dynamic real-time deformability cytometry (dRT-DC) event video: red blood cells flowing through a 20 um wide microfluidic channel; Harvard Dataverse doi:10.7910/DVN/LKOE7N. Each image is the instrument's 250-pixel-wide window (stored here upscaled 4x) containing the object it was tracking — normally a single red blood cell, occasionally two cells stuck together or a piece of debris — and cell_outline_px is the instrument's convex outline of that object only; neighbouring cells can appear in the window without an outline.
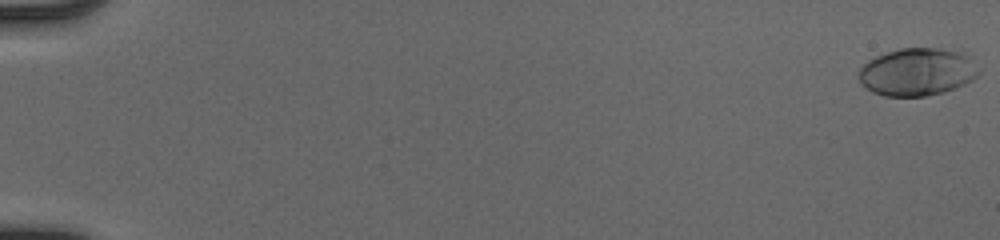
{"species": "human", "species_latin": "Homo sapiens", "temperature_condition": "cold", "stored_images_in_passage": 52, "camera_frame_rate_fps": 3000, "um_per_image_px": 0.085, "donor": {"sex": "male"}, "frame": {"image": 1, "passage_image": 1, "time_ms": 0.0, "image_size_px": [1000, 240], "cell_outline_px": [[980, 72], [972, 80], [956, 88], [944, 92], [924, 96], [884, 96], [872, 92], [860, 84], [860, 68], [868, 60], [876, 56], [900, 48], [936, 48], [964, 52], [968, 56]], "centroid_in_image_um": [77.95, 6.12], "position_along_channel_um": 7.0, "area_um2": 33.23}}
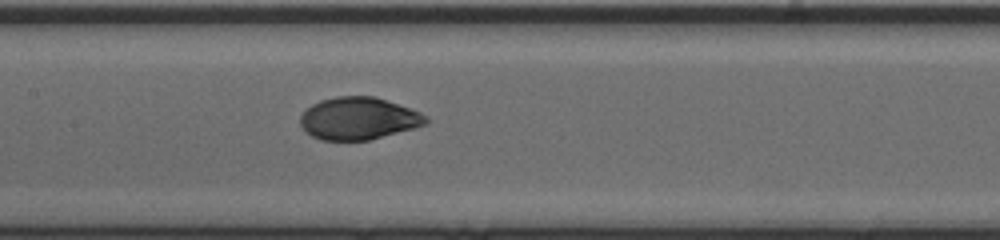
{"frame": {"image": 2, "passage_image": 28, "time_ms": 9.0, "image_size_px": [1000, 240], "cell_outline_px": [[428, 124], [368, 140], [320, 140], [312, 136], [300, 124], [300, 116], [312, 104], [320, 100], [336, 96], [376, 96], [420, 112], [428, 116]], "centroid_in_image_um": [30.48, 10.06], "position_along_channel_um": 176.9, "area_um2": 30.87}}
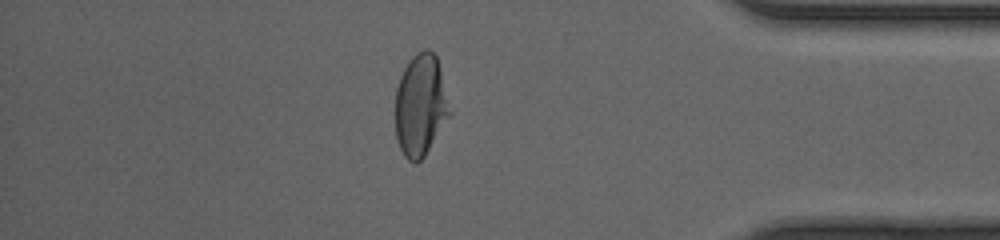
{"frame": {"image": 3, "passage_image": 46, "time_ms": 15.0, "image_size_px": [1000, 240], "cell_outline_px": [[452, 112], [424, 156], [416, 164], [412, 164], [404, 156], [396, 140], [396, 88], [400, 76], [408, 60], [416, 52], [424, 48], [428, 48], [436, 56], [440, 68]], "centroid_in_image_um": [35.74, 8.94], "position_along_channel_um": 399.5, "area_um2": 32.48}, "authors_computed_cell_mechanics": {"area_um2": 32.079, "velocity_mm_per_s": 4.1317, "shape_relaxation_time_tau1_ms": 4.1989, "shape_relaxation_time_tau2_ms": 0.762, "deformation_change_tau1": 0.1956, "deformation_change_tau2": 0.0389}}